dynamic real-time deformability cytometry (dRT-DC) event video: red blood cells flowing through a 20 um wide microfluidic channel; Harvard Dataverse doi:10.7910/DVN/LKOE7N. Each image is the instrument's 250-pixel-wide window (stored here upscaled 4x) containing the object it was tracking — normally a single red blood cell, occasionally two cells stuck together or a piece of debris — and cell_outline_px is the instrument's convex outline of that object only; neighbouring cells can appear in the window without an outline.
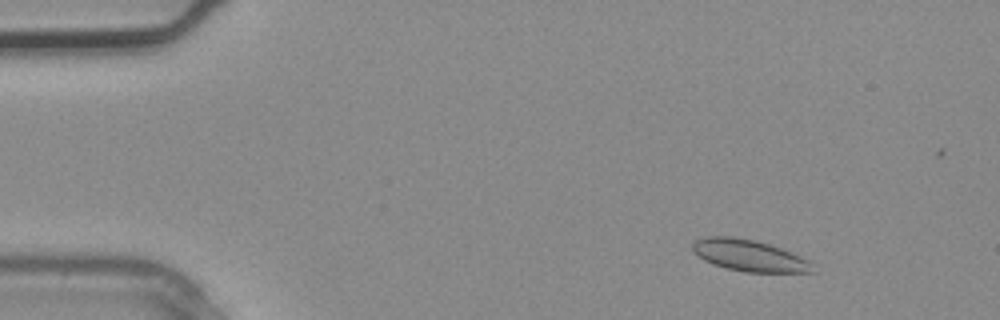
{"species": "common noctule bat (a hibernating species)", "species_latin": "Nyctalus noctula", "temperature_condition": "warm", "stored_images_in_passage": 3, "camera_frame_rate_fps": 3000, "um_per_image_px": 0.085, "animal": {"sex": "male", "body_mass_g": 20.4}, "frame": {"image": 1, "passage_image": 1, "time_ms": 0.0, "image_size_px": [1000, 320], "cell_outline_px": [[816, 272], [744, 272], [712, 264], [704, 260], [692, 252], [692, 244], [696, 240], [704, 236], [732, 236], [752, 240], [768, 244], [780, 248], [812, 260]], "centroid_in_image_um": [63.69, 21.72], "position_along_channel_um": 21.3, "area_um2": 22.2}}
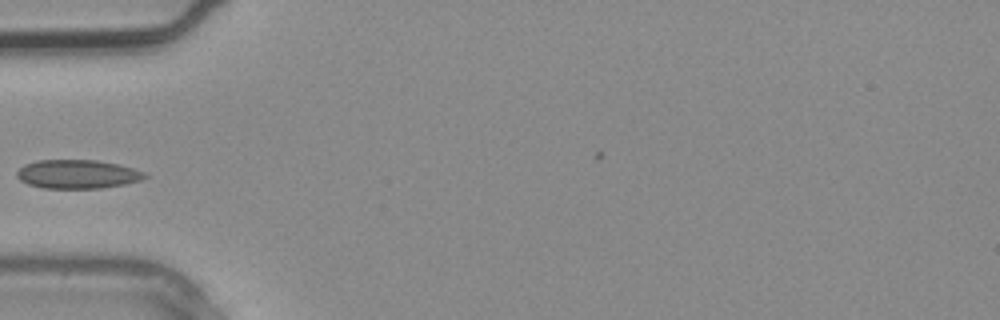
{"frame": {"image": 2, "passage_image": 3, "time_ms": 0.667, "image_size_px": [1000, 320], "cell_outline_px": [[148, 176], [140, 180], [124, 184], [100, 188], [44, 188], [28, 184], [20, 180], [16, 176], [16, 172], [24, 164], [36, 160], [96, 160], [120, 164], [144, 172]], "centroid_in_image_um": [6.56, 14.79], "position_along_channel_um": 78.4, "area_um2": 21.44}}